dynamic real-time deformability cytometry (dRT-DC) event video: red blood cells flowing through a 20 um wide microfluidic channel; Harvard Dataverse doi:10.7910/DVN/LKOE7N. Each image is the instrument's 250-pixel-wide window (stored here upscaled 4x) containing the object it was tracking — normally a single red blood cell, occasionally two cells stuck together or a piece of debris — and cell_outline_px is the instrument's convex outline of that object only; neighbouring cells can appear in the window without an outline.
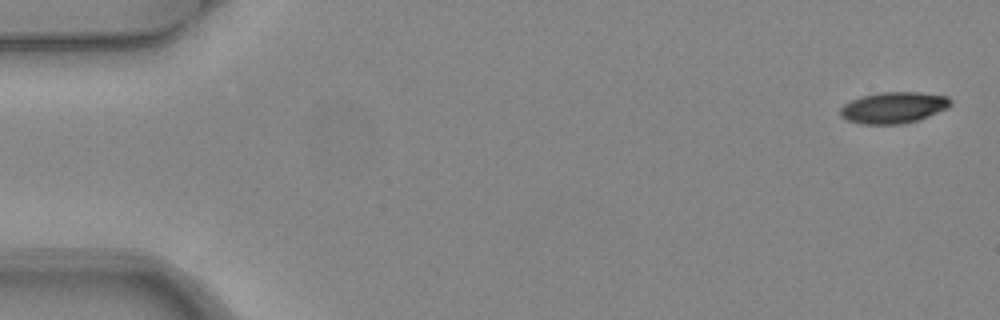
{"species": "common noctule bat (a hibernating species)", "species_latin": "Nyctalus noctula", "temperature_condition": "warm", "stored_images_in_passage": 5, "camera_frame_rate_fps": 3000, "um_per_image_px": 0.085, "animal": {"sex": "female", "body_mass_g": 24.6, "forearm_length_mm": 56.2}, "frame": {"image": 1, "passage_image": 1, "time_ms": 0.0, "image_size_px": [1000, 320], "cell_outline_px": [[952, 104], [948, 108], [920, 120], [904, 124], [860, 124], [844, 120], [840, 116], [840, 108], [844, 104], [860, 96], [880, 92], [920, 92], [948, 96], [952, 100]], "centroid_in_image_um": [75.96, 9.15], "position_along_channel_um": 9.0, "area_um2": 20.52}}
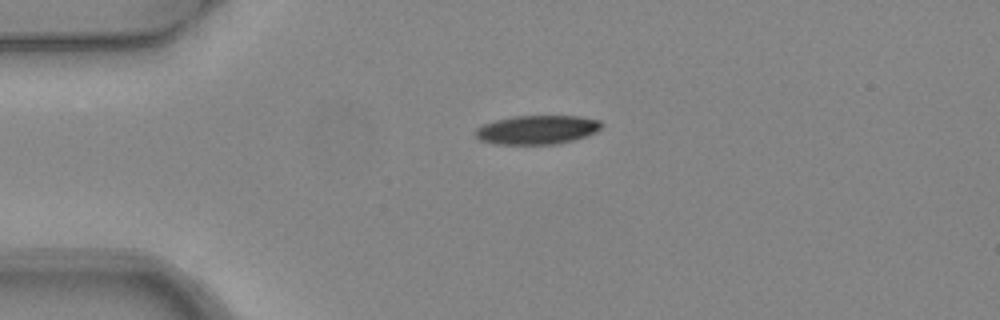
{"frame": {"image": 2, "passage_image": 4, "time_ms": 1.0, "image_size_px": [1000, 320], "cell_outline_px": [[604, 124], [596, 132], [588, 136], [556, 144], [492, 144], [480, 140], [476, 136], [476, 128], [484, 124], [496, 120], [512, 116], [580, 116], [600, 120]], "centroid_in_image_um": [45.68, 11.03], "position_along_channel_um": 39.3, "area_um2": 21.33}}